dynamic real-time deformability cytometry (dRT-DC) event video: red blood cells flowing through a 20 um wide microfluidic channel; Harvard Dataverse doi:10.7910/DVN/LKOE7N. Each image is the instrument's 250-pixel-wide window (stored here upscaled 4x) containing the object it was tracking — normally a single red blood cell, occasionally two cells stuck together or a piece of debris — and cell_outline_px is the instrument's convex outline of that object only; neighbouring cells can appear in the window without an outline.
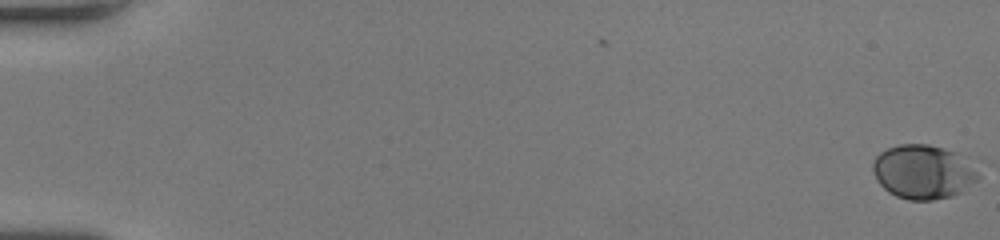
{"species": "human", "species_latin": "Homo sapiens", "temperature_condition": "room temperature", "stored_images_in_passage": 54, "camera_frame_rate_fps": 3000, "um_per_image_px": 0.085, "donor": {"sex": "female"}, "frame": {"image": 1, "passage_image": 1, "time_ms": 0.0, "image_size_px": [1000, 240], "cell_outline_px": [[980, 176], [976, 180], [960, 192], [952, 196], [932, 200], [908, 200], [896, 196], [888, 192], [876, 180], [872, 168], [872, 164], [876, 156], [880, 152], [888, 148], [900, 144], [928, 144], [944, 148], [956, 152]], "centroid_in_image_um": [78.4, 14.61], "position_along_channel_um": 6.6, "area_um2": 32.83}}
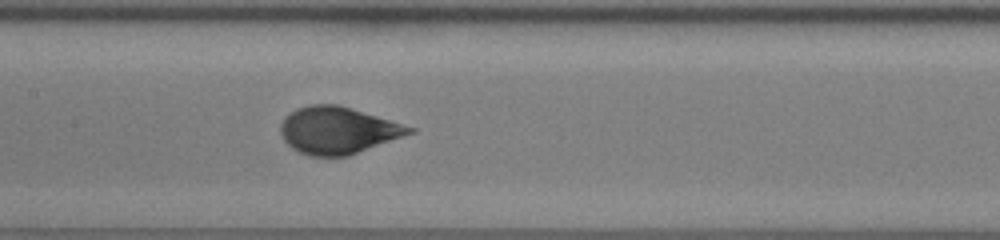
{"frame": {"image": 2, "passage_image": 29, "time_ms": 9.333, "image_size_px": [1000, 240], "cell_outline_px": [[416, 132], [348, 156], [308, 156], [292, 148], [284, 140], [280, 132], [280, 124], [284, 116], [288, 112], [296, 108], [308, 104], [340, 104], [416, 128]], "centroid_in_image_um": [28.7, 11.06], "position_along_channel_um": 178.7, "area_um2": 35.6}}
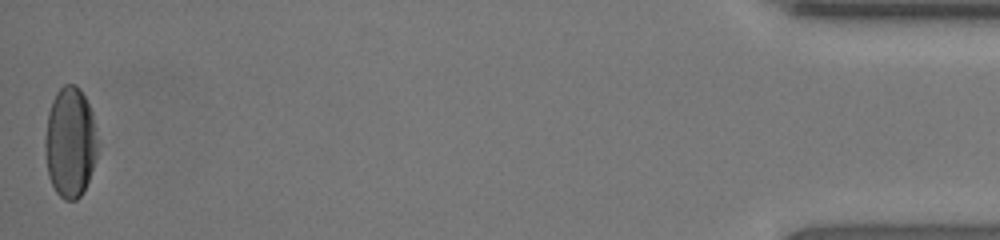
{"frame": {"image": 3, "passage_image": 54, "time_ms": 17.667, "image_size_px": [1000, 240], "cell_outline_px": [[96, 160], [84, 192], [76, 200], [64, 200], [56, 192], [48, 176], [44, 152], [44, 140], [48, 112], [52, 100], [56, 92], [64, 84], [76, 84], [80, 88], [92, 112], [96, 128]], "centroid_in_image_um": [5.95, 12.1], "position_along_channel_um": 429.3, "area_um2": 34.16}, "authors_computed_cell_mechanics": {"area_um2": 33.1194, "velocity_mm_per_s": 4.064, "shape_relaxation_time_tau1_ms": 3.0476, "shape_relaxation_time_tau2_ms": null, "deformation_change_tau1": 0.1599, "deformation_change_tau2": null}}